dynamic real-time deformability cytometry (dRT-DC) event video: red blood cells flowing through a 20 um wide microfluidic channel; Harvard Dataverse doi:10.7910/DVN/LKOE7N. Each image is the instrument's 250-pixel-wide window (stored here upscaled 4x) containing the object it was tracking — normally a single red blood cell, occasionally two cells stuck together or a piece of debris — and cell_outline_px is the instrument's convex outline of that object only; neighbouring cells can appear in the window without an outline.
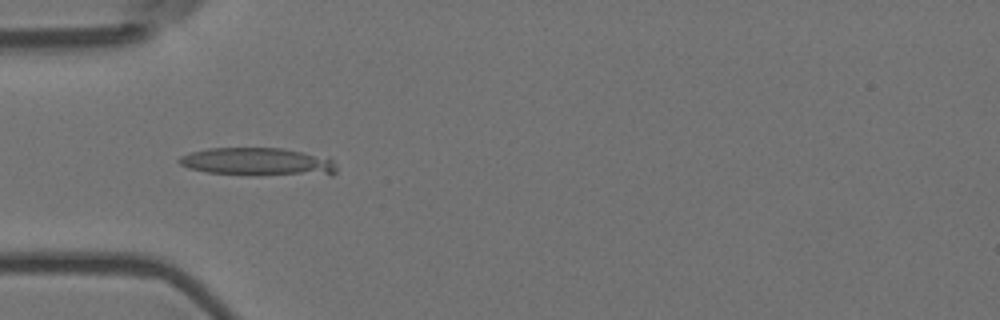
{"species": "Egyptian fruit bat (a non-hibernating species)", "species_latin": "Rousettus aegyptiacus", "temperature_condition": "room temperature", "stored_images_in_passage": 4, "camera_frame_rate_fps": 3000, "um_per_image_px": 0.085, "animal": {"sex": "female"}, "frame": {"image": 1, "passage_image": 3, "time_ms": 0.667, "image_size_px": [1000, 320], "cell_outline_px": [[336, 172], [332, 176], [208, 172], [188, 168], [180, 164], [176, 160], [180, 156], [192, 152], [208, 148], [280, 148], [328, 156], [336, 164]], "centroid_in_image_um": [22.01, 13.74], "position_along_channel_um": 63.0, "area_um2": 25.55}}